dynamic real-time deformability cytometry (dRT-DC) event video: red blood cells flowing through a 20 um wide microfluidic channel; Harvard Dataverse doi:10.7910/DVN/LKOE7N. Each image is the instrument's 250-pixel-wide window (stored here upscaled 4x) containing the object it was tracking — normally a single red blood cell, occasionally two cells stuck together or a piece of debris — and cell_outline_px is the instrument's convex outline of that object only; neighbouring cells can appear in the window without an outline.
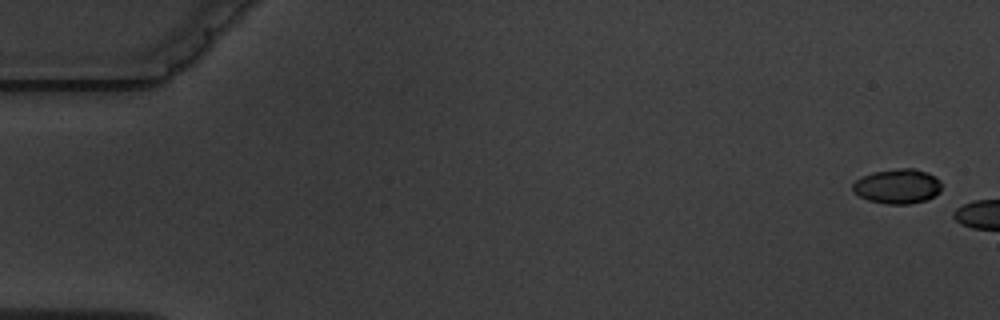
{"species": "common noctule bat (a hibernating species)", "species_latin": "Nyctalus noctula", "temperature_condition": "warm", "stored_images_in_passage": 2, "camera_frame_rate_fps": 3000, "um_per_image_px": 0.085, "animal": {"sex": "male", "body_mass_g": 19.5, "forearm_length_mm": 54.6}, "frame": {"image": 1, "passage_image": 1, "time_ms": 0.0, "image_size_px": [1000, 320], "cell_outline_px": [[940, 192], [924, 200], [908, 204], [888, 204], [868, 200], [860, 196], [852, 188], [852, 184], [856, 180], [872, 172], [900, 168], [912, 168], [928, 172], [936, 176], [940, 180]], "centroid_in_image_um": [76.3, 15.82], "position_along_channel_um": 8.7, "area_um2": 17.8}}